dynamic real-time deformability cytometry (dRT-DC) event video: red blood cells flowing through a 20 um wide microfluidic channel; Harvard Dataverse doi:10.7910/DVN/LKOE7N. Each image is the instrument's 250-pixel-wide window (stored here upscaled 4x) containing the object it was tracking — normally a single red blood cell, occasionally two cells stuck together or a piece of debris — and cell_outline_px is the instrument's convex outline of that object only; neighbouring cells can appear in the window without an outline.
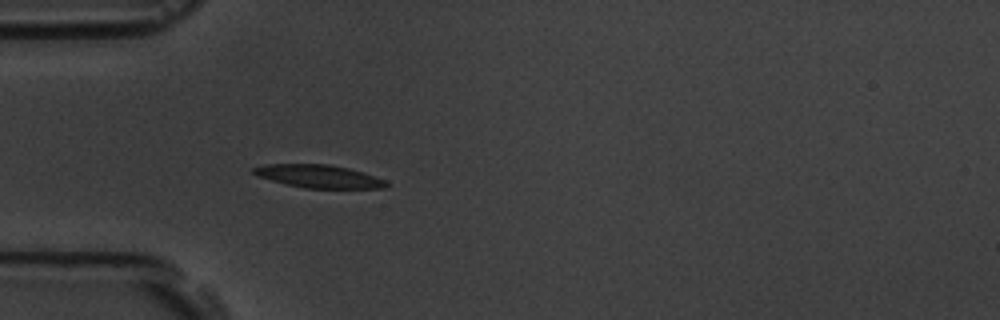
{"species": "common noctule bat (a hibernating species)", "species_latin": "Nyctalus noctula", "temperature_condition": "room temperature", "stored_images_in_passage": 5, "camera_frame_rate_fps": 3000, "um_per_image_px": 0.085, "animal": {"sex": "male", "body_mass_g": 19.5, "forearm_length_mm": 54.6}, "frame": {"image": 1, "passage_image": 5, "time_ms": 5.333, "image_size_px": [1000, 320], "cell_outline_px": [[388, 184], [384, 188], [304, 188], [284, 184], [256, 176], [252, 172], [252, 168], [264, 164], [328, 164], [348, 168], [364, 172], [384, 180]], "centroid_in_image_um": [27.04, 14.98], "position_along_channel_um": 58.0, "area_um2": 17.8}}